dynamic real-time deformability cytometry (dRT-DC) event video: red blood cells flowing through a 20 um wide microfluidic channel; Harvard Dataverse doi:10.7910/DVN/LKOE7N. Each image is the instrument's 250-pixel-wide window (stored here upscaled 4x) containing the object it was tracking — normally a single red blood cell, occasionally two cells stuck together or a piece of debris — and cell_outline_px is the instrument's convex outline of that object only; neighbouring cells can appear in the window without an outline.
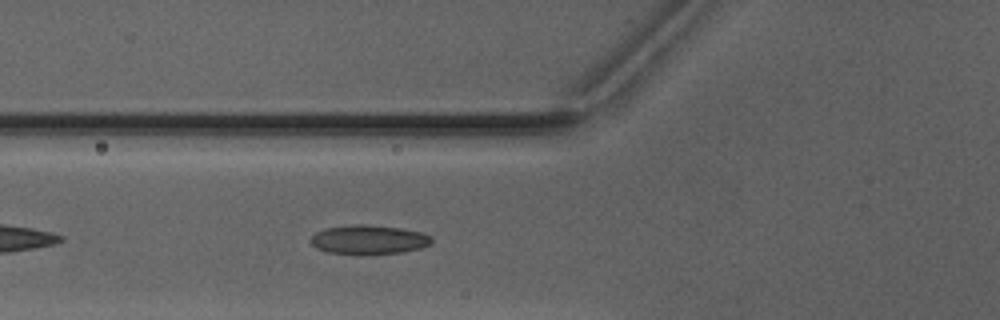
{"species": "Egyptian fruit bat (a non-hibernating species)", "species_latin": "Rousettus aegyptiacus", "temperature_condition": "warm", "stored_images_in_passage": 34, "camera_frame_rate_fps": 3000, "um_per_image_px": 0.085, "animal": {"sex": "male"}, "frame": {"image": 1, "passage_image": 3, "time_ms": 0.667, "image_size_px": [1000, 320], "cell_outline_px": [[432, 244], [420, 248], [400, 252], [364, 256], [356, 256], [328, 252], [316, 248], [308, 240], [316, 232], [324, 228], [352, 224], [368, 224], [400, 228], [420, 232], [432, 236]], "centroid_in_image_um": [31.31, 20.39], "position_along_channel_um": 94.5, "area_um2": 21.15}}
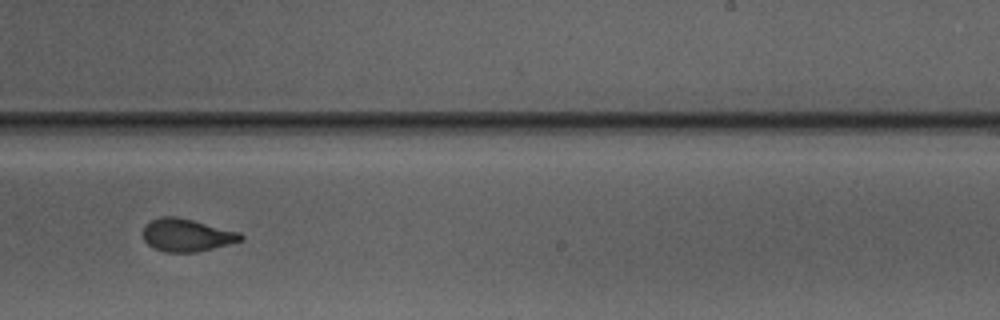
{"frame": {"image": 2, "passage_image": 16, "time_ms": 5.0, "image_size_px": [1000, 320], "cell_outline_px": [[244, 240], [196, 252], [164, 252], [152, 248], [144, 240], [144, 224], [160, 216], [172, 216], [192, 220], [240, 232], [244, 236]], "centroid_in_image_um": [15.86, 19.99], "position_along_channel_um": 273.1, "area_um2": 18.55}}
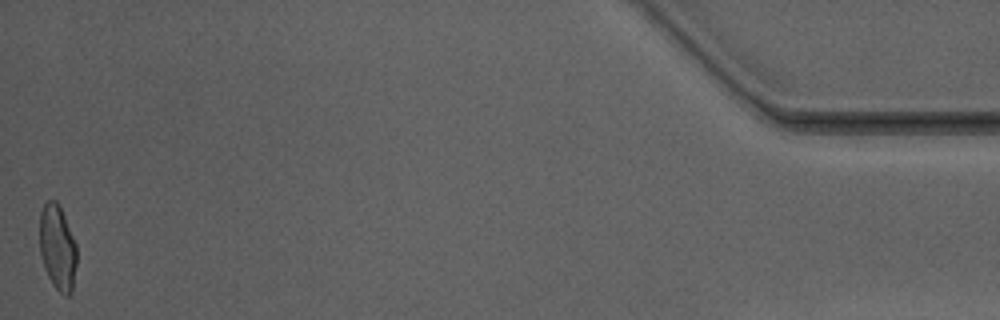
{"frame": {"image": 3, "passage_image": 34, "time_ms": 11.0, "image_size_px": [1000, 320], "cell_outline_px": [[76, 264], [72, 292], [68, 296], [64, 296], [52, 284], [48, 276], [40, 252], [40, 212], [44, 204], [48, 200], [56, 200], [60, 204], [76, 244]], "centroid_in_image_um": [4.9, 21.02], "position_along_channel_um": 430.3, "area_um2": 18.44}, "authors_computed_cell_mechanics": {"area_um2": 18.9295, "velocity_mm_per_s": 4.1164, "shape_relaxation_time_tau1_ms": 7.75, "shape_relaxation_time_tau2_ms": 1.1021, "deformation_change_tau1": 0.2239, "deformation_change_tau2": 0.0789}}